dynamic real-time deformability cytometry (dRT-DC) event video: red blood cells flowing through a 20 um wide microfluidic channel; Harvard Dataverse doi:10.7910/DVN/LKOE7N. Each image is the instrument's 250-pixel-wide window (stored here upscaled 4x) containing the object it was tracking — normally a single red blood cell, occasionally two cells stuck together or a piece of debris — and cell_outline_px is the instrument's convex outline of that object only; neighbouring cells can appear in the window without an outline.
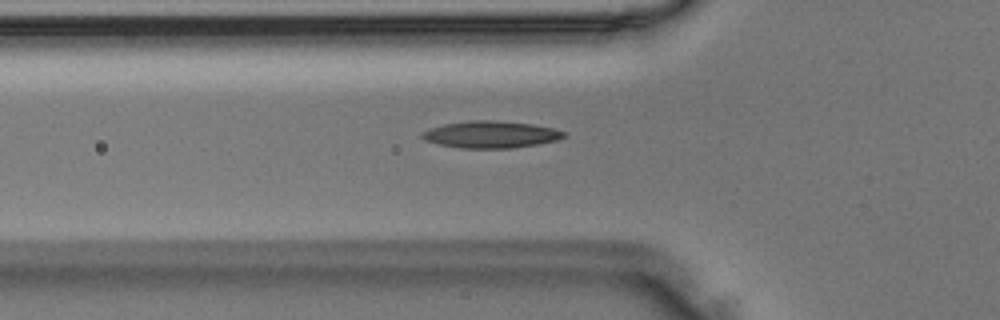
{"species": "Egyptian fruit bat (a non-hibernating species)", "species_latin": "Rousettus aegyptiacus", "temperature_condition": "room temperature", "stored_images_in_passage": 32, "camera_frame_rate_fps": 3000, "um_per_image_px": 0.085, "animal": {"sex": "male"}, "frame": {"image": 1, "passage_image": 3, "time_ms": 0.667, "image_size_px": [1000, 320], "cell_outline_px": [[564, 136], [556, 140], [536, 144], [512, 148], [460, 148], [440, 144], [424, 140], [420, 136], [420, 132], [444, 124], [472, 120], [496, 120], [532, 124], [552, 128], [564, 132]], "centroid_in_image_um": [41.67, 11.43], "position_along_channel_um": 84.1, "area_um2": 22.02}}
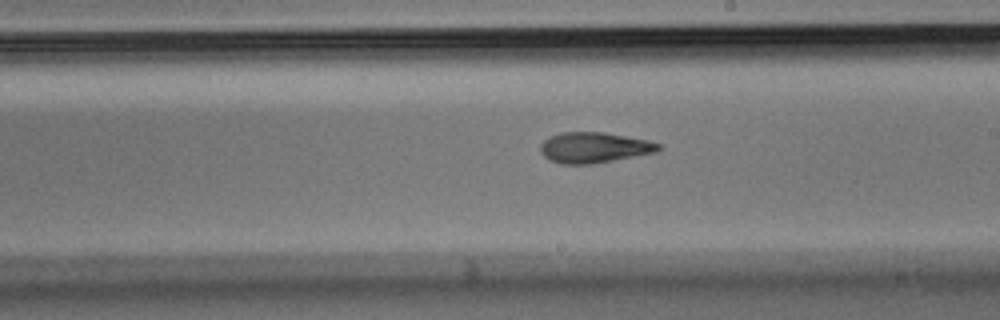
{"frame": {"image": 2, "passage_image": 14, "time_ms": 4.333, "image_size_px": [1000, 320], "cell_outline_px": [[664, 148], [660, 152], [592, 164], [560, 164], [548, 160], [540, 152], [540, 144], [548, 136], [560, 132], [604, 132], [648, 140], [660, 144]], "centroid_in_image_um": [50.51, 12.54], "position_along_channel_um": 238.5, "area_um2": 21.5}}
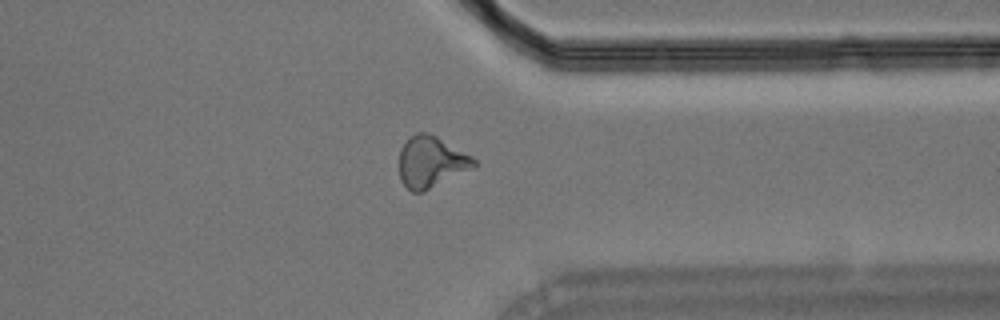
{"frame": {"image": 3, "passage_image": 24, "time_ms": 7.667, "image_size_px": [1000, 320], "cell_outline_px": [[480, 164], [476, 168], [424, 192], [412, 192], [400, 180], [400, 148], [408, 136], [416, 132], [428, 132], [436, 136], [472, 156]], "centroid_in_image_um": [36.68, 13.77], "position_along_channel_um": 374.7, "area_um2": 22.83}}